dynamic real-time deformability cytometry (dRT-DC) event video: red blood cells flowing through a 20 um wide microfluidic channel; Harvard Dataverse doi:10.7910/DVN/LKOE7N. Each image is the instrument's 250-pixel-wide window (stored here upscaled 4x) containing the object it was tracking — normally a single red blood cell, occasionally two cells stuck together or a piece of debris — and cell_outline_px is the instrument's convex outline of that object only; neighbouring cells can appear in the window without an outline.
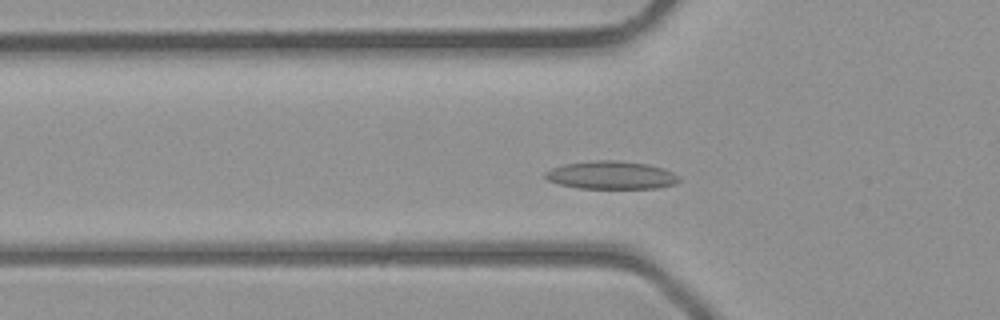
{"species": "common noctule bat (a hibernating species)", "species_latin": "Nyctalus noctula", "temperature_condition": "room temperature", "stored_images_in_passage": 39, "camera_frame_rate_fps": 3000, "um_per_image_px": 0.085, "animal": {"sex": "male", "body_mass_g": 23.1, "forearm_length_mm": 52.7}, "frame": {"image": 1, "passage_image": 10, "time_ms": 3.0, "image_size_px": [1000, 320], "cell_outline_px": [[680, 180], [676, 184], [660, 188], [580, 188], [560, 184], [548, 180], [544, 176], [544, 172], [552, 168], [564, 164], [596, 160], [620, 160], [648, 164], [664, 168], [680, 176]], "centroid_in_image_um": [52.0, 14.88], "position_along_channel_um": 73.8, "area_um2": 21.96}}
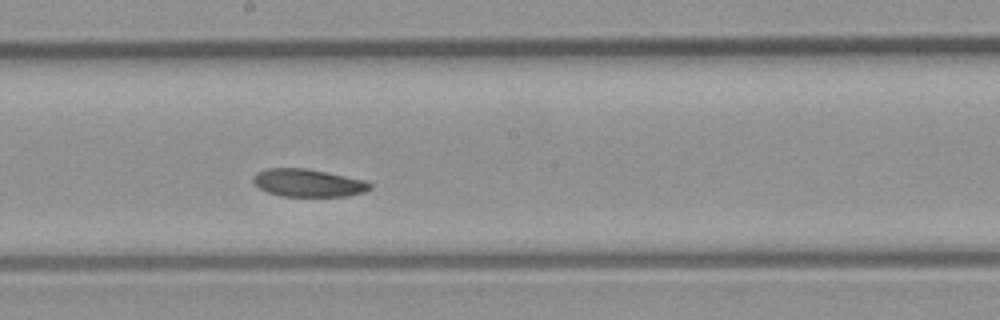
{"frame": {"image": 2, "passage_image": 19, "time_ms": 6.0, "image_size_px": [1000, 320], "cell_outline_px": [[372, 188], [364, 192], [348, 196], [280, 196], [268, 192], [260, 188], [252, 180], [252, 176], [256, 172], [268, 168], [304, 168], [328, 172], [364, 180], [372, 184]], "centroid_in_image_um": [26.19, 15.54], "position_along_channel_um": 222.0, "area_um2": 18.9}}
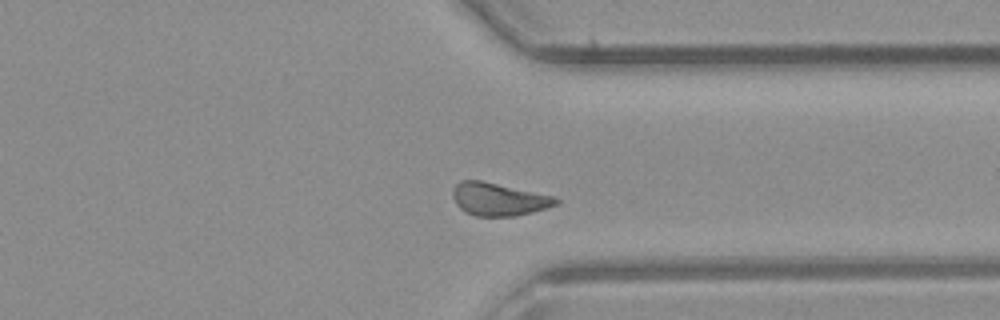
{"frame": {"image": 3, "passage_image": 28, "time_ms": 9.0, "image_size_px": [1000, 320], "cell_outline_px": [[560, 204], [548, 208], [516, 216], [476, 216], [464, 212], [456, 204], [452, 196], [452, 188], [460, 180], [480, 180], [556, 196], [560, 200]], "centroid_in_image_um": [42.41, 16.93], "position_along_channel_um": 369.0, "area_um2": 20.06}}